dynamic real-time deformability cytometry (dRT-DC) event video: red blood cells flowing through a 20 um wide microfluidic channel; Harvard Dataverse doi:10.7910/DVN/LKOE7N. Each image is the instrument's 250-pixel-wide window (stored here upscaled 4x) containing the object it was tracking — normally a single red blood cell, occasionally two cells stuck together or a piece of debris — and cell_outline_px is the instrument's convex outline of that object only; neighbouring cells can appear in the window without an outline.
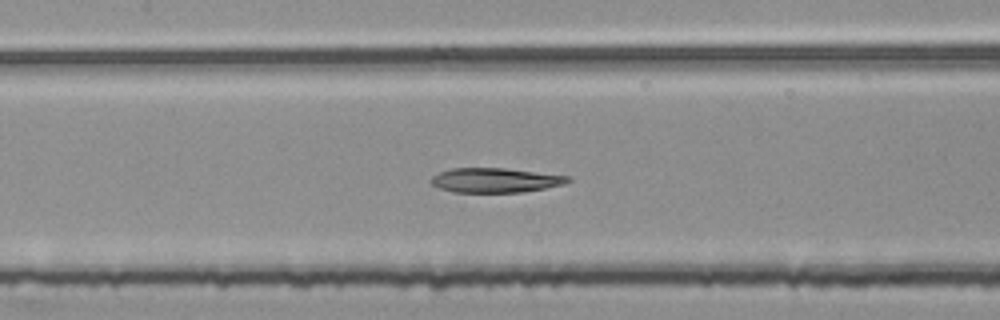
{"species": "common noctule bat (a hibernating species)", "species_latin": "Nyctalus noctula", "temperature_condition": "room temperature", "stored_images_in_passage": 45, "segment_of_instrument_passage": [2, 2], "camera_frame_rate_fps": 3000, "um_per_image_px": 0.085, "animal": {"sex": "female", "body_mass_g": 25.1}, "frame": {"image": 1, "passage_image": 18, "time_ms": 5.667, "image_size_px": [1000, 320], "cell_outline_px": [[572, 180], [564, 184], [544, 188], [520, 192], [452, 192], [440, 188], [432, 184], [428, 180], [432, 176], [440, 172], [452, 168], [504, 168], [568, 176]], "centroid_in_image_um": [42.06, 15.32], "position_along_channel_um": 165.3, "area_um2": 19.42}}
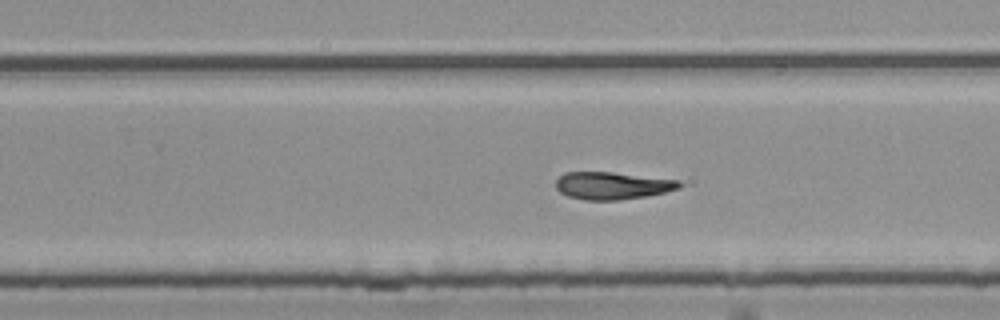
{"frame": {"image": 2, "passage_image": 27, "time_ms": 8.667, "image_size_px": [1000, 320], "cell_outline_px": [[684, 184], [680, 188], [664, 192], [644, 196], [616, 200], [584, 200], [568, 196], [560, 192], [556, 188], [556, 180], [564, 172], [612, 172], [680, 180]], "centroid_in_image_um": [52.05, 15.77], "position_along_channel_um": 277.8, "area_um2": 19.71}}
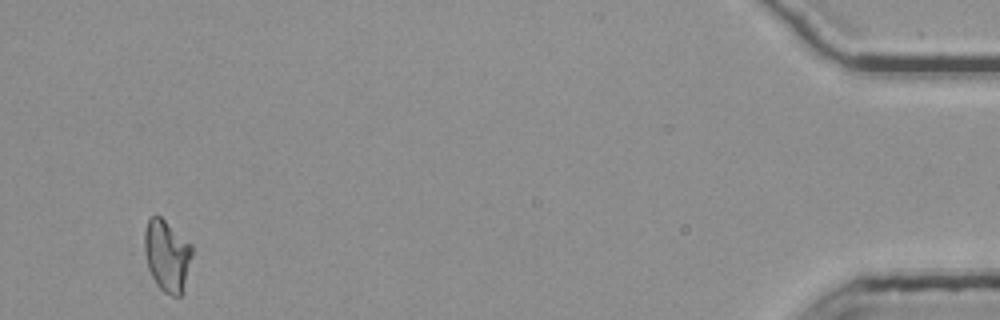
{"frame": {"image": 3, "passage_image": 45, "time_ms": 14.667, "image_size_px": [1000, 320], "cell_outline_px": [[192, 256], [180, 296], [172, 296], [164, 292], [156, 284], [148, 268], [144, 252], [144, 232], [148, 220], [152, 216], [160, 216], [192, 244]], "centroid_in_image_um": [14.18, 21.71], "position_along_channel_um": 421.0, "area_um2": 19.65}}